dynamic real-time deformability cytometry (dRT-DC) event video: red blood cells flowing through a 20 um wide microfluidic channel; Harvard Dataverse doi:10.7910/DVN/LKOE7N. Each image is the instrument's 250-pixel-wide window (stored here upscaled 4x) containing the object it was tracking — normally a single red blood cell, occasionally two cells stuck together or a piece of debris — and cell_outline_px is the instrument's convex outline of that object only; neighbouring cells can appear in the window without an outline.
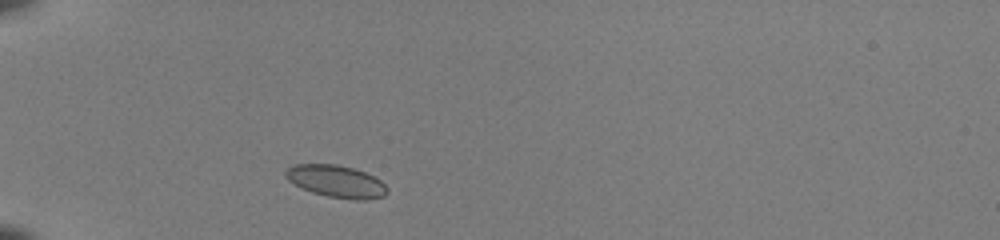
{"species": "common noctule bat (a hibernating species)", "species_latin": "Nyctalus noctula", "temperature_condition": "room temperature", "stored_images_in_passage": 36, "camera_frame_rate_fps": 3000, "um_per_image_px": 0.085, "animal": {"sex": "female", "body_mass_g": 22.0, "forearm_length_mm": 56.7}, "frame": {"image": 1, "passage_image": 2, "time_ms": 0.333, "image_size_px": [1000, 240], "cell_outline_px": [[388, 192], [384, 196], [368, 200], [356, 200], [328, 196], [312, 192], [300, 188], [288, 180], [284, 176], [284, 172], [292, 164], [336, 164], [352, 168], [364, 172], [380, 180], [388, 188]], "centroid_in_image_um": [28.56, 15.42], "position_along_channel_um": 56.4, "area_um2": 19.13}}
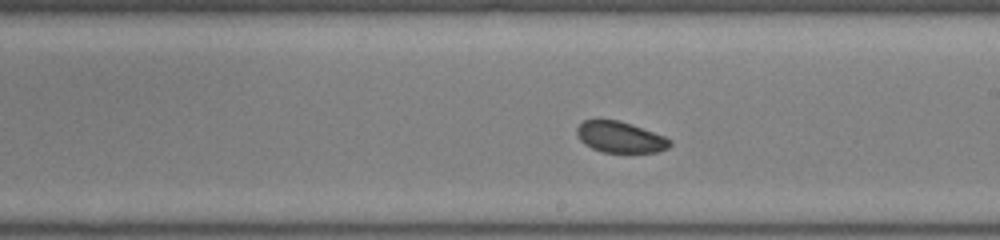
{"frame": {"image": 2, "passage_image": 17, "time_ms": 5.333, "image_size_px": [1000, 240], "cell_outline_px": [[672, 144], [668, 148], [660, 152], [600, 152], [584, 144], [576, 136], [576, 128], [584, 120], [620, 120], [664, 136], [672, 140]], "centroid_in_image_um": [52.71, 11.66], "position_along_channel_um": 236.3, "area_um2": 16.94}}
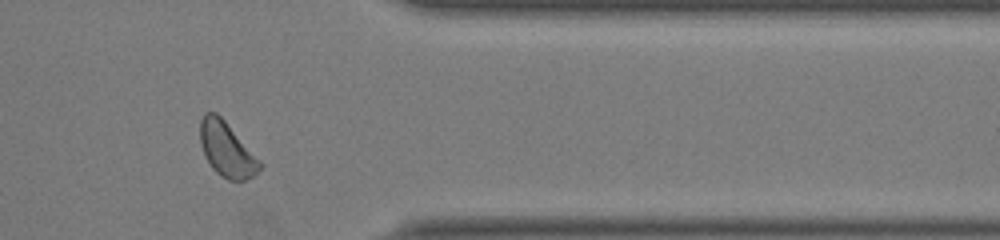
{"frame": {"image": 3, "passage_image": 29, "time_ms": 9.333, "image_size_px": [1000, 240], "cell_outline_px": [[264, 164], [252, 176], [244, 180], [228, 180], [220, 176], [212, 168], [200, 144], [200, 120], [204, 112], [216, 112], [224, 120]], "centroid_in_image_um": [19.26, 12.69], "position_along_channel_um": 392.1, "area_um2": 18.79}, "authors_computed_cell_mechanics": {"area_um2": 18.4382, "velocity_mm_per_s": 4.0351, "shape_relaxation_time_tau1_ms": null, "shape_relaxation_time_tau2_ms": 2.607, "deformation_change_tau1": null, "deformation_change_tau2": 0.0678}}